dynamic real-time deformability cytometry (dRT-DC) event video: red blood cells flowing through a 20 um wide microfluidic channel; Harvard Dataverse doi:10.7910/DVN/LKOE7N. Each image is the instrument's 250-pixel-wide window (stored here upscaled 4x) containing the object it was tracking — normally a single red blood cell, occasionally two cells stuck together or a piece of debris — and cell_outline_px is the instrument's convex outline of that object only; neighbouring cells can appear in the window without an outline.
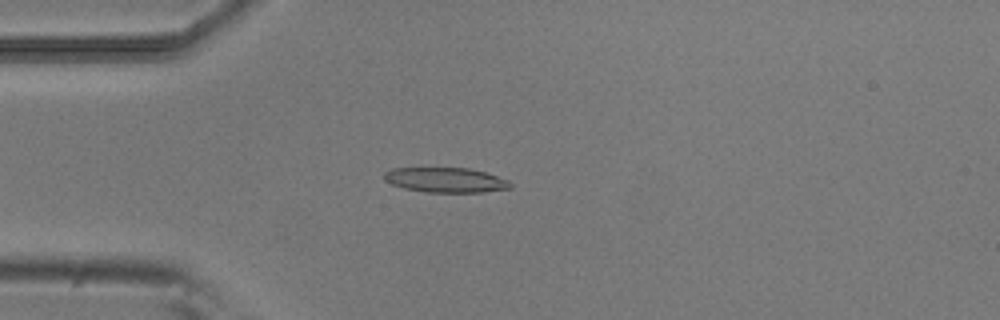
{"species": "common noctule bat (a hibernating species)", "species_latin": "Nyctalus noctula", "temperature_condition": "room temperature", "stored_images_in_passage": 53, "camera_frame_rate_fps": 3000, "um_per_image_px": 0.085, "animal": {"sex": "male", "body_mass_g": 20.5, "forearm_length_mm": 52.5}, "frame": {"image": 1, "passage_image": 14, "time_ms": 4.333, "image_size_px": [1000, 320], "cell_outline_px": [[512, 188], [484, 192], [424, 192], [404, 188], [392, 184], [384, 180], [384, 172], [392, 168], [468, 168], [484, 172], [508, 180], [512, 184]], "centroid_in_image_um": [37.87, 15.3], "position_along_channel_um": 47.1, "area_um2": 18.26}}
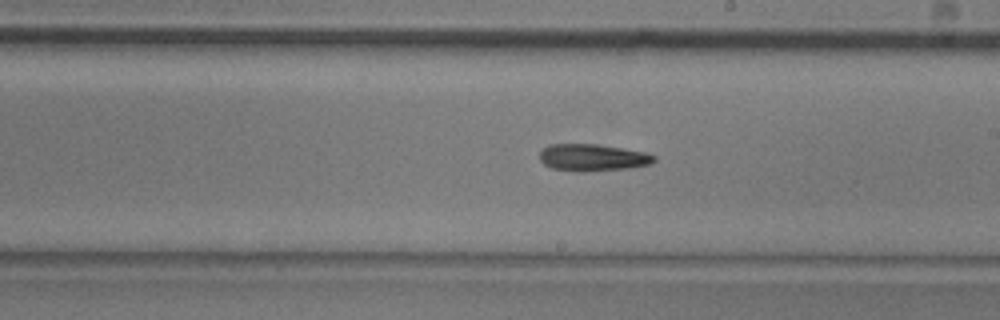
{"frame": {"image": 2, "passage_image": 30, "time_ms": 9.667, "image_size_px": [1000, 320], "cell_outline_px": [[656, 160], [652, 164], [632, 168], [584, 172], [576, 172], [552, 168], [544, 164], [540, 160], [540, 152], [548, 144], [596, 144], [644, 152], [656, 156]], "centroid_in_image_um": [50.38, 13.4], "position_along_channel_um": 238.6, "area_um2": 18.15}}
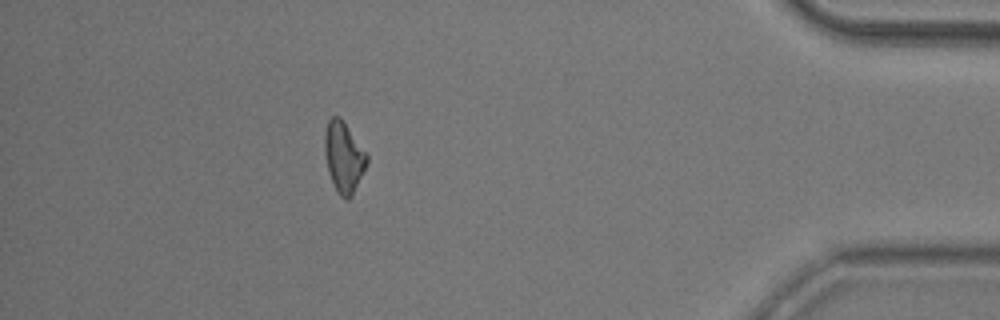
{"frame": {"image": 3, "passage_image": 47, "time_ms": 15.333, "image_size_px": [1000, 320], "cell_outline_px": [[368, 160], [352, 196], [348, 200], [340, 196], [336, 192], [328, 172], [324, 152], [324, 132], [328, 120], [332, 116], [340, 116], [368, 156]], "centroid_in_image_um": [29.18, 13.35], "position_along_channel_um": 406.0, "area_um2": 17.28}, "authors_computed_cell_mechanics": {"area_um2": 17.8024, "velocity_mm_per_s": 3.8237, "shape_relaxation_time_tau1_ms": 6.2395, "shape_relaxation_time_tau2_ms": null, "deformation_change_tau1": 0.1726, "deformation_change_tau2": null}}